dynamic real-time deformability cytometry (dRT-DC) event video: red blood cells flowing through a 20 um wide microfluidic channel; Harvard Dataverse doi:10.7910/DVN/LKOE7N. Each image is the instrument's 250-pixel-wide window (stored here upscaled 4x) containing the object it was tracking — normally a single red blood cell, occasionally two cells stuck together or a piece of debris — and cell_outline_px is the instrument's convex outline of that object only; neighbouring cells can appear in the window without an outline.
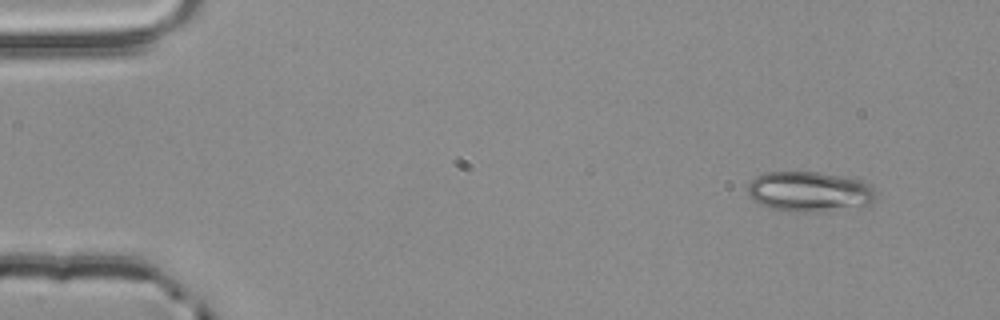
{"species": "common noctule bat (a hibernating species)", "species_latin": "Nyctalus noctula", "temperature_condition": "room temperature", "stored_images_in_passage": 3, "camera_frame_rate_fps": 3000, "um_per_image_px": 0.085, "animal": {"sex": "male", "body_mass_g": 20.4}, "frame": {"image": 1, "passage_image": 1, "time_ms": 0.0, "image_size_px": [1000, 320], "cell_outline_px": [[876, 196], [868, 204], [816, 212], [792, 212], [772, 208], [760, 204], [748, 196], [748, 184], [756, 176], [764, 172], [820, 172], [864, 180], [872, 184], [876, 192]], "centroid_in_image_um": [68.79, 16.27], "position_along_channel_um": 16.2, "area_um2": 30.06}}